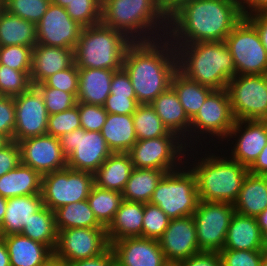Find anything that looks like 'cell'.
Returning a JSON list of instances; mask_svg holds the SVG:
<instances>
[{"label":"cell","mask_w":267,"mask_h":266,"mask_svg":"<svg viewBox=\"0 0 267 266\" xmlns=\"http://www.w3.org/2000/svg\"><path fill=\"white\" fill-rule=\"evenodd\" d=\"M236 0H192L168 19L173 45L224 41L243 19Z\"/></svg>","instance_id":"obj_1"},{"label":"cell","mask_w":267,"mask_h":266,"mask_svg":"<svg viewBox=\"0 0 267 266\" xmlns=\"http://www.w3.org/2000/svg\"><path fill=\"white\" fill-rule=\"evenodd\" d=\"M122 68L129 75L139 104H150L171 86L178 70L177 51L167 37L132 42Z\"/></svg>","instance_id":"obj_2"},{"label":"cell","mask_w":267,"mask_h":266,"mask_svg":"<svg viewBox=\"0 0 267 266\" xmlns=\"http://www.w3.org/2000/svg\"><path fill=\"white\" fill-rule=\"evenodd\" d=\"M202 148H187V156H185V164L196 177L199 200L234 204L242 188L243 181L249 173V169L231 159L224 152V149L220 147L215 146L212 147L215 149L211 150V146L210 148L204 146L205 149L203 150L205 151H202ZM216 148L219 150H216ZM219 151L221 154H219ZM199 154L202 157L198 156Z\"/></svg>","instance_id":"obj_3"},{"label":"cell","mask_w":267,"mask_h":266,"mask_svg":"<svg viewBox=\"0 0 267 266\" xmlns=\"http://www.w3.org/2000/svg\"><path fill=\"white\" fill-rule=\"evenodd\" d=\"M101 23L133 42L157 40L168 32V19L158 0H102Z\"/></svg>","instance_id":"obj_4"},{"label":"cell","mask_w":267,"mask_h":266,"mask_svg":"<svg viewBox=\"0 0 267 266\" xmlns=\"http://www.w3.org/2000/svg\"><path fill=\"white\" fill-rule=\"evenodd\" d=\"M178 70L190 80L213 90L226 89L236 76L234 59L224 41L173 45Z\"/></svg>","instance_id":"obj_5"},{"label":"cell","mask_w":267,"mask_h":266,"mask_svg":"<svg viewBox=\"0 0 267 266\" xmlns=\"http://www.w3.org/2000/svg\"><path fill=\"white\" fill-rule=\"evenodd\" d=\"M132 42L123 32L102 23L83 27L74 49L75 64L78 68L118 71Z\"/></svg>","instance_id":"obj_6"},{"label":"cell","mask_w":267,"mask_h":266,"mask_svg":"<svg viewBox=\"0 0 267 266\" xmlns=\"http://www.w3.org/2000/svg\"><path fill=\"white\" fill-rule=\"evenodd\" d=\"M235 121L227 89L213 90L191 119L190 148L208 146L211 142L214 147L224 146L222 142L226 141Z\"/></svg>","instance_id":"obj_7"},{"label":"cell","mask_w":267,"mask_h":266,"mask_svg":"<svg viewBox=\"0 0 267 266\" xmlns=\"http://www.w3.org/2000/svg\"><path fill=\"white\" fill-rule=\"evenodd\" d=\"M198 202L196 177L185 163L179 169L165 173L149 201L170 219L193 215Z\"/></svg>","instance_id":"obj_8"},{"label":"cell","mask_w":267,"mask_h":266,"mask_svg":"<svg viewBox=\"0 0 267 266\" xmlns=\"http://www.w3.org/2000/svg\"><path fill=\"white\" fill-rule=\"evenodd\" d=\"M94 174L65 168L42 176L43 205L53 212L67 204L87 200L94 186Z\"/></svg>","instance_id":"obj_9"},{"label":"cell","mask_w":267,"mask_h":266,"mask_svg":"<svg viewBox=\"0 0 267 266\" xmlns=\"http://www.w3.org/2000/svg\"><path fill=\"white\" fill-rule=\"evenodd\" d=\"M59 143L67 157V168L95 173L112 154L101 132L79 128L60 136Z\"/></svg>","instance_id":"obj_10"},{"label":"cell","mask_w":267,"mask_h":266,"mask_svg":"<svg viewBox=\"0 0 267 266\" xmlns=\"http://www.w3.org/2000/svg\"><path fill=\"white\" fill-rule=\"evenodd\" d=\"M224 42L234 59L236 75L267 74V51L256 28L245 17Z\"/></svg>","instance_id":"obj_11"},{"label":"cell","mask_w":267,"mask_h":266,"mask_svg":"<svg viewBox=\"0 0 267 266\" xmlns=\"http://www.w3.org/2000/svg\"><path fill=\"white\" fill-rule=\"evenodd\" d=\"M187 147L178 136H162L137 140L127 152L134 168L162 170L179 169L185 163Z\"/></svg>","instance_id":"obj_12"},{"label":"cell","mask_w":267,"mask_h":266,"mask_svg":"<svg viewBox=\"0 0 267 266\" xmlns=\"http://www.w3.org/2000/svg\"><path fill=\"white\" fill-rule=\"evenodd\" d=\"M226 89L236 120H267V74L236 75Z\"/></svg>","instance_id":"obj_13"},{"label":"cell","mask_w":267,"mask_h":266,"mask_svg":"<svg viewBox=\"0 0 267 266\" xmlns=\"http://www.w3.org/2000/svg\"><path fill=\"white\" fill-rule=\"evenodd\" d=\"M234 213L233 204L199 200L193 219L200 252L219 253L223 250Z\"/></svg>","instance_id":"obj_14"},{"label":"cell","mask_w":267,"mask_h":266,"mask_svg":"<svg viewBox=\"0 0 267 266\" xmlns=\"http://www.w3.org/2000/svg\"><path fill=\"white\" fill-rule=\"evenodd\" d=\"M109 246L106 228H69L58 231L54 257L71 263L98 256Z\"/></svg>","instance_id":"obj_15"},{"label":"cell","mask_w":267,"mask_h":266,"mask_svg":"<svg viewBox=\"0 0 267 266\" xmlns=\"http://www.w3.org/2000/svg\"><path fill=\"white\" fill-rule=\"evenodd\" d=\"M226 140L224 152L249 168L267 144V120H236Z\"/></svg>","instance_id":"obj_16"},{"label":"cell","mask_w":267,"mask_h":266,"mask_svg":"<svg viewBox=\"0 0 267 266\" xmlns=\"http://www.w3.org/2000/svg\"><path fill=\"white\" fill-rule=\"evenodd\" d=\"M15 129L13 141H20L47 134L48 112L40 91L32 86L14 97Z\"/></svg>","instance_id":"obj_17"},{"label":"cell","mask_w":267,"mask_h":266,"mask_svg":"<svg viewBox=\"0 0 267 266\" xmlns=\"http://www.w3.org/2000/svg\"><path fill=\"white\" fill-rule=\"evenodd\" d=\"M36 30L37 44L75 49L83 26L70 18L65 7L51 3Z\"/></svg>","instance_id":"obj_18"},{"label":"cell","mask_w":267,"mask_h":266,"mask_svg":"<svg viewBox=\"0 0 267 266\" xmlns=\"http://www.w3.org/2000/svg\"><path fill=\"white\" fill-rule=\"evenodd\" d=\"M19 145L21 163L41 176L67 168V157L63 154L57 137L39 135L24 139Z\"/></svg>","instance_id":"obj_19"},{"label":"cell","mask_w":267,"mask_h":266,"mask_svg":"<svg viewBox=\"0 0 267 266\" xmlns=\"http://www.w3.org/2000/svg\"><path fill=\"white\" fill-rule=\"evenodd\" d=\"M159 243L168 263H180L200 253L193 215L170 219Z\"/></svg>","instance_id":"obj_20"},{"label":"cell","mask_w":267,"mask_h":266,"mask_svg":"<svg viewBox=\"0 0 267 266\" xmlns=\"http://www.w3.org/2000/svg\"><path fill=\"white\" fill-rule=\"evenodd\" d=\"M111 248L116 259V266H165L159 240L134 237L113 242Z\"/></svg>","instance_id":"obj_21"},{"label":"cell","mask_w":267,"mask_h":266,"mask_svg":"<svg viewBox=\"0 0 267 266\" xmlns=\"http://www.w3.org/2000/svg\"><path fill=\"white\" fill-rule=\"evenodd\" d=\"M74 63V49L36 44L32 50V85L42 83L49 76L69 68Z\"/></svg>","instance_id":"obj_22"},{"label":"cell","mask_w":267,"mask_h":266,"mask_svg":"<svg viewBox=\"0 0 267 266\" xmlns=\"http://www.w3.org/2000/svg\"><path fill=\"white\" fill-rule=\"evenodd\" d=\"M150 105L168 130L175 133L184 141L186 147L190 148L191 120L185 113L174 89L170 86L165 92L158 95Z\"/></svg>","instance_id":"obj_23"},{"label":"cell","mask_w":267,"mask_h":266,"mask_svg":"<svg viewBox=\"0 0 267 266\" xmlns=\"http://www.w3.org/2000/svg\"><path fill=\"white\" fill-rule=\"evenodd\" d=\"M6 243L11 266H46L54 252L43 243L21 234L2 236Z\"/></svg>","instance_id":"obj_24"},{"label":"cell","mask_w":267,"mask_h":266,"mask_svg":"<svg viewBox=\"0 0 267 266\" xmlns=\"http://www.w3.org/2000/svg\"><path fill=\"white\" fill-rule=\"evenodd\" d=\"M143 218L144 203L123 200L106 228L109 244L119 239L143 237Z\"/></svg>","instance_id":"obj_25"},{"label":"cell","mask_w":267,"mask_h":266,"mask_svg":"<svg viewBox=\"0 0 267 266\" xmlns=\"http://www.w3.org/2000/svg\"><path fill=\"white\" fill-rule=\"evenodd\" d=\"M223 250L262 251V232L256 217L235 212L227 230Z\"/></svg>","instance_id":"obj_26"},{"label":"cell","mask_w":267,"mask_h":266,"mask_svg":"<svg viewBox=\"0 0 267 266\" xmlns=\"http://www.w3.org/2000/svg\"><path fill=\"white\" fill-rule=\"evenodd\" d=\"M114 70L78 68L77 102L103 106L110 95Z\"/></svg>","instance_id":"obj_27"},{"label":"cell","mask_w":267,"mask_h":266,"mask_svg":"<svg viewBox=\"0 0 267 266\" xmlns=\"http://www.w3.org/2000/svg\"><path fill=\"white\" fill-rule=\"evenodd\" d=\"M42 206L41 194L7 198L6 213L0 226V237L21 234L32 214Z\"/></svg>","instance_id":"obj_28"},{"label":"cell","mask_w":267,"mask_h":266,"mask_svg":"<svg viewBox=\"0 0 267 266\" xmlns=\"http://www.w3.org/2000/svg\"><path fill=\"white\" fill-rule=\"evenodd\" d=\"M235 212L257 217L267 208V175L248 173L235 201Z\"/></svg>","instance_id":"obj_29"},{"label":"cell","mask_w":267,"mask_h":266,"mask_svg":"<svg viewBox=\"0 0 267 266\" xmlns=\"http://www.w3.org/2000/svg\"><path fill=\"white\" fill-rule=\"evenodd\" d=\"M133 168L128 153H112L94 173L95 185L122 193Z\"/></svg>","instance_id":"obj_30"},{"label":"cell","mask_w":267,"mask_h":266,"mask_svg":"<svg viewBox=\"0 0 267 266\" xmlns=\"http://www.w3.org/2000/svg\"><path fill=\"white\" fill-rule=\"evenodd\" d=\"M101 134L112 153H127L137 142L132 114L108 113Z\"/></svg>","instance_id":"obj_31"},{"label":"cell","mask_w":267,"mask_h":266,"mask_svg":"<svg viewBox=\"0 0 267 266\" xmlns=\"http://www.w3.org/2000/svg\"><path fill=\"white\" fill-rule=\"evenodd\" d=\"M42 176L20 163L0 177V196L4 198L41 194Z\"/></svg>","instance_id":"obj_32"},{"label":"cell","mask_w":267,"mask_h":266,"mask_svg":"<svg viewBox=\"0 0 267 266\" xmlns=\"http://www.w3.org/2000/svg\"><path fill=\"white\" fill-rule=\"evenodd\" d=\"M37 44L36 24L13 15L0 6V47Z\"/></svg>","instance_id":"obj_33"},{"label":"cell","mask_w":267,"mask_h":266,"mask_svg":"<svg viewBox=\"0 0 267 266\" xmlns=\"http://www.w3.org/2000/svg\"><path fill=\"white\" fill-rule=\"evenodd\" d=\"M171 87L178 95L179 101L190 120L197 114L207 96L213 91L212 88L190 80L179 70L172 76Z\"/></svg>","instance_id":"obj_34"},{"label":"cell","mask_w":267,"mask_h":266,"mask_svg":"<svg viewBox=\"0 0 267 266\" xmlns=\"http://www.w3.org/2000/svg\"><path fill=\"white\" fill-rule=\"evenodd\" d=\"M165 172L149 168H133L122 192L123 200L149 203L158 182Z\"/></svg>","instance_id":"obj_35"},{"label":"cell","mask_w":267,"mask_h":266,"mask_svg":"<svg viewBox=\"0 0 267 266\" xmlns=\"http://www.w3.org/2000/svg\"><path fill=\"white\" fill-rule=\"evenodd\" d=\"M21 235L48 246L53 252L58 241L55 214L46 206H42L23 228Z\"/></svg>","instance_id":"obj_36"},{"label":"cell","mask_w":267,"mask_h":266,"mask_svg":"<svg viewBox=\"0 0 267 266\" xmlns=\"http://www.w3.org/2000/svg\"><path fill=\"white\" fill-rule=\"evenodd\" d=\"M58 231L69 228H105L96 219L88 201L64 205L54 211Z\"/></svg>","instance_id":"obj_37"},{"label":"cell","mask_w":267,"mask_h":266,"mask_svg":"<svg viewBox=\"0 0 267 266\" xmlns=\"http://www.w3.org/2000/svg\"><path fill=\"white\" fill-rule=\"evenodd\" d=\"M87 201L97 221L107 228L120 207L123 196L118 191L107 190L94 184Z\"/></svg>","instance_id":"obj_38"},{"label":"cell","mask_w":267,"mask_h":266,"mask_svg":"<svg viewBox=\"0 0 267 266\" xmlns=\"http://www.w3.org/2000/svg\"><path fill=\"white\" fill-rule=\"evenodd\" d=\"M132 117L137 140L177 136L162 123L161 118L150 104H139Z\"/></svg>","instance_id":"obj_39"},{"label":"cell","mask_w":267,"mask_h":266,"mask_svg":"<svg viewBox=\"0 0 267 266\" xmlns=\"http://www.w3.org/2000/svg\"><path fill=\"white\" fill-rule=\"evenodd\" d=\"M65 8L70 18L83 27L101 23L102 0H72Z\"/></svg>","instance_id":"obj_40"},{"label":"cell","mask_w":267,"mask_h":266,"mask_svg":"<svg viewBox=\"0 0 267 266\" xmlns=\"http://www.w3.org/2000/svg\"><path fill=\"white\" fill-rule=\"evenodd\" d=\"M30 73L0 64V95L15 97L29 90L33 86Z\"/></svg>","instance_id":"obj_41"},{"label":"cell","mask_w":267,"mask_h":266,"mask_svg":"<svg viewBox=\"0 0 267 266\" xmlns=\"http://www.w3.org/2000/svg\"><path fill=\"white\" fill-rule=\"evenodd\" d=\"M50 4L51 0H6L2 7L13 15L37 24Z\"/></svg>","instance_id":"obj_42"},{"label":"cell","mask_w":267,"mask_h":266,"mask_svg":"<svg viewBox=\"0 0 267 266\" xmlns=\"http://www.w3.org/2000/svg\"><path fill=\"white\" fill-rule=\"evenodd\" d=\"M81 128L78 102L72 108L48 116L47 134L59 138Z\"/></svg>","instance_id":"obj_43"},{"label":"cell","mask_w":267,"mask_h":266,"mask_svg":"<svg viewBox=\"0 0 267 266\" xmlns=\"http://www.w3.org/2000/svg\"><path fill=\"white\" fill-rule=\"evenodd\" d=\"M170 218L156 205L144 203L143 238L159 240Z\"/></svg>","instance_id":"obj_44"},{"label":"cell","mask_w":267,"mask_h":266,"mask_svg":"<svg viewBox=\"0 0 267 266\" xmlns=\"http://www.w3.org/2000/svg\"><path fill=\"white\" fill-rule=\"evenodd\" d=\"M32 47L10 45L0 47V64L18 71H31Z\"/></svg>","instance_id":"obj_45"},{"label":"cell","mask_w":267,"mask_h":266,"mask_svg":"<svg viewBox=\"0 0 267 266\" xmlns=\"http://www.w3.org/2000/svg\"><path fill=\"white\" fill-rule=\"evenodd\" d=\"M43 96L48 115L60 113L76 105L77 99L72 93L48 86H35Z\"/></svg>","instance_id":"obj_46"},{"label":"cell","mask_w":267,"mask_h":266,"mask_svg":"<svg viewBox=\"0 0 267 266\" xmlns=\"http://www.w3.org/2000/svg\"><path fill=\"white\" fill-rule=\"evenodd\" d=\"M78 67L74 63L69 68L56 72L46 78L42 83L35 86H48L62 91L72 93L75 97L78 94Z\"/></svg>","instance_id":"obj_47"},{"label":"cell","mask_w":267,"mask_h":266,"mask_svg":"<svg viewBox=\"0 0 267 266\" xmlns=\"http://www.w3.org/2000/svg\"><path fill=\"white\" fill-rule=\"evenodd\" d=\"M81 128L101 132L108 115L103 106L78 102Z\"/></svg>","instance_id":"obj_48"},{"label":"cell","mask_w":267,"mask_h":266,"mask_svg":"<svg viewBox=\"0 0 267 266\" xmlns=\"http://www.w3.org/2000/svg\"><path fill=\"white\" fill-rule=\"evenodd\" d=\"M222 266H260L263 252L251 250H221Z\"/></svg>","instance_id":"obj_49"},{"label":"cell","mask_w":267,"mask_h":266,"mask_svg":"<svg viewBox=\"0 0 267 266\" xmlns=\"http://www.w3.org/2000/svg\"><path fill=\"white\" fill-rule=\"evenodd\" d=\"M15 129L14 97L0 96V133L13 141Z\"/></svg>","instance_id":"obj_50"},{"label":"cell","mask_w":267,"mask_h":266,"mask_svg":"<svg viewBox=\"0 0 267 266\" xmlns=\"http://www.w3.org/2000/svg\"><path fill=\"white\" fill-rule=\"evenodd\" d=\"M138 105L136 97H121L110 94L103 107L107 113L128 115L133 114Z\"/></svg>","instance_id":"obj_51"},{"label":"cell","mask_w":267,"mask_h":266,"mask_svg":"<svg viewBox=\"0 0 267 266\" xmlns=\"http://www.w3.org/2000/svg\"><path fill=\"white\" fill-rule=\"evenodd\" d=\"M21 163V150L19 143L11 141L0 150V177Z\"/></svg>","instance_id":"obj_52"},{"label":"cell","mask_w":267,"mask_h":266,"mask_svg":"<svg viewBox=\"0 0 267 266\" xmlns=\"http://www.w3.org/2000/svg\"><path fill=\"white\" fill-rule=\"evenodd\" d=\"M110 94L121 97H136L130 77L123 68L114 72Z\"/></svg>","instance_id":"obj_53"},{"label":"cell","mask_w":267,"mask_h":266,"mask_svg":"<svg viewBox=\"0 0 267 266\" xmlns=\"http://www.w3.org/2000/svg\"><path fill=\"white\" fill-rule=\"evenodd\" d=\"M181 266H222L220 253L200 252L179 263Z\"/></svg>","instance_id":"obj_54"},{"label":"cell","mask_w":267,"mask_h":266,"mask_svg":"<svg viewBox=\"0 0 267 266\" xmlns=\"http://www.w3.org/2000/svg\"><path fill=\"white\" fill-rule=\"evenodd\" d=\"M70 264L71 266H116V259L111 246H109L98 256L71 262Z\"/></svg>","instance_id":"obj_55"},{"label":"cell","mask_w":267,"mask_h":266,"mask_svg":"<svg viewBox=\"0 0 267 266\" xmlns=\"http://www.w3.org/2000/svg\"><path fill=\"white\" fill-rule=\"evenodd\" d=\"M245 18L256 28L262 45L267 51V10L249 14Z\"/></svg>","instance_id":"obj_56"},{"label":"cell","mask_w":267,"mask_h":266,"mask_svg":"<svg viewBox=\"0 0 267 266\" xmlns=\"http://www.w3.org/2000/svg\"><path fill=\"white\" fill-rule=\"evenodd\" d=\"M244 17L249 14L267 10V0H236Z\"/></svg>","instance_id":"obj_57"},{"label":"cell","mask_w":267,"mask_h":266,"mask_svg":"<svg viewBox=\"0 0 267 266\" xmlns=\"http://www.w3.org/2000/svg\"><path fill=\"white\" fill-rule=\"evenodd\" d=\"M191 1L192 0H158V4L162 13L169 19L184 4Z\"/></svg>","instance_id":"obj_58"},{"label":"cell","mask_w":267,"mask_h":266,"mask_svg":"<svg viewBox=\"0 0 267 266\" xmlns=\"http://www.w3.org/2000/svg\"><path fill=\"white\" fill-rule=\"evenodd\" d=\"M248 169L249 172L253 174L267 175V144Z\"/></svg>","instance_id":"obj_59"},{"label":"cell","mask_w":267,"mask_h":266,"mask_svg":"<svg viewBox=\"0 0 267 266\" xmlns=\"http://www.w3.org/2000/svg\"><path fill=\"white\" fill-rule=\"evenodd\" d=\"M0 266H11L6 243L2 237H0Z\"/></svg>","instance_id":"obj_60"},{"label":"cell","mask_w":267,"mask_h":266,"mask_svg":"<svg viewBox=\"0 0 267 266\" xmlns=\"http://www.w3.org/2000/svg\"><path fill=\"white\" fill-rule=\"evenodd\" d=\"M256 219L261 232L267 229V208L261 214H259Z\"/></svg>","instance_id":"obj_61"},{"label":"cell","mask_w":267,"mask_h":266,"mask_svg":"<svg viewBox=\"0 0 267 266\" xmlns=\"http://www.w3.org/2000/svg\"><path fill=\"white\" fill-rule=\"evenodd\" d=\"M7 198L0 196V226L6 213Z\"/></svg>","instance_id":"obj_62"},{"label":"cell","mask_w":267,"mask_h":266,"mask_svg":"<svg viewBox=\"0 0 267 266\" xmlns=\"http://www.w3.org/2000/svg\"><path fill=\"white\" fill-rule=\"evenodd\" d=\"M46 266H71L70 263L62 261V260H58L55 257H53Z\"/></svg>","instance_id":"obj_63"},{"label":"cell","mask_w":267,"mask_h":266,"mask_svg":"<svg viewBox=\"0 0 267 266\" xmlns=\"http://www.w3.org/2000/svg\"><path fill=\"white\" fill-rule=\"evenodd\" d=\"M262 252L267 254V229L262 232Z\"/></svg>","instance_id":"obj_64"},{"label":"cell","mask_w":267,"mask_h":266,"mask_svg":"<svg viewBox=\"0 0 267 266\" xmlns=\"http://www.w3.org/2000/svg\"><path fill=\"white\" fill-rule=\"evenodd\" d=\"M11 140L4 134L0 133V150L8 145Z\"/></svg>","instance_id":"obj_65"},{"label":"cell","mask_w":267,"mask_h":266,"mask_svg":"<svg viewBox=\"0 0 267 266\" xmlns=\"http://www.w3.org/2000/svg\"><path fill=\"white\" fill-rule=\"evenodd\" d=\"M72 0H51V3L61 6V7H66L69 2Z\"/></svg>","instance_id":"obj_66"},{"label":"cell","mask_w":267,"mask_h":266,"mask_svg":"<svg viewBox=\"0 0 267 266\" xmlns=\"http://www.w3.org/2000/svg\"><path fill=\"white\" fill-rule=\"evenodd\" d=\"M260 266H267V254H263Z\"/></svg>","instance_id":"obj_67"},{"label":"cell","mask_w":267,"mask_h":266,"mask_svg":"<svg viewBox=\"0 0 267 266\" xmlns=\"http://www.w3.org/2000/svg\"><path fill=\"white\" fill-rule=\"evenodd\" d=\"M165 266H181L179 263H167Z\"/></svg>","instance_id":"obj_68"},{"label":"cell","mask_w":267,"mask_h":266,"mask_svg":"<svg viewBox=\"0 0 267 266\" xmlns=\"http://www.w3.org/2000/svg\"><path fill=\"white\" fill-rule=\"evenodd\" d=\"M5 2L6 0H0V6H2Z\"/></svg>","instance_id":"obj_69"}]
</instances>
